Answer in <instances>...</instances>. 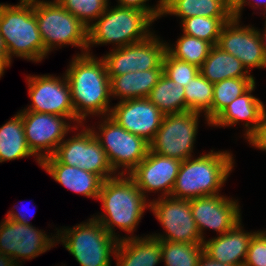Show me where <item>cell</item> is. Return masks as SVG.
Returning a JSON list of instances; mask_svg holds the SVG:
<instances>
[{
  "instance_id": "cell-12",
  "label": "cell",
  "mask_w": 266,
  "mask_h": 266,
  "mask_svg": "<svg viewBox=\"0 0 266 266\" xmlns=\"http://www.w3.org/2000/svg\"><path fill=\"white\" fill-rule=\"evenodd\" d=\"M28 83V95L32 103L20 111H32L48 113L67 117L73 124L81 126L76 118L72 103L70 86L66 76H54L53 74L26 76Z\"/></svg>"
},
{
  "instance_id": "cell-44",
  "label": "cell",
  "mask_w": 266,
  "mask_h": 266,
  "mask_svg": "<svg viewBox=\"0 0 266 266\" xmlns=\"http://www.w3.org/2000/svg\"><path fill=\"white\" fill-rule=\"evenodd\" d=\"M257 32H258L259 37H260L263 53L266 57V27H264L262 32L260 31V29H257Z\"/></svg>"
},
{
  "instance_id": "cell-25",
  "label": "cell",
  "mask_w": 266,
  "mask_h": 266,
  "mask_svg": "<svg viewBox=\"0 0 266 266\" xmlns=\"http://www.w3.org/2000/svg\"><path fill=\"white\" fill-rule=\"evenodd\" d=\"M199 73L213 84L230 78H254L238 58L217 45L211 48Z\"/></svg>"
},
{
  "instance_id": "cell-8",
  "label": "cell",
  "mask_w": 266,
  "mask_h": 266,
  "mask_svg": "<svg viewBox=\"0 0 266 266\" xmlns=\"http://www.w3.org/2000/svg\"><path fill=\"white\" fill-rule=\"evenodd\" d=\"M88 127L106 152L117 174L128 175L147 156L149 142L125 130L109 115L101 117L96 127L98 131L93 125L92 128L89 125Z\"/></svg>"
},
{
  "instance_id": "cell-34",
  "label": "cell",
  "mask_w": 266,
  "mask_h": 266,
  "mask_svg": "<svg viewBox=\"0 0 266 266\" xmlns=\"http://www.w3.org/2000/svg\"><path fill=\"white\" fill-rule=\"evenodd\" d=\"M58 3L78 18L87 28L90 27L97 18L110 5V0H57Z\"/></svg>"
},
{
  "instance_id": "cell-47",
  "label": "cell",
  "mask_w": 266,
  "mask_h": 266,
  "mask_svg": "<svg viewBox=\"0 0 266 266\" xmlns=\"http://www.w3.org/2000/svg\"><path fill=\"white\" fill-rule=\"evenodd\" d=\"M263 15L266 17V11L263 12ZM264 24H265L264 26L266 27V18H265V23Z\"/></svg>"
},
{
  "instance_id": "cell-29",
  "label": "cell",
  "mask_w": 266,
  "mask_h": 266,
  "mask_svg": "<svg viewBox=\"0 0 266 266\" xmlns=\"http://www.w3.org/2000/svg\"><path fill=\"white\" fill-rule=\"evenodd\" d=\"M185 112L195 111L203 114L205 123L212 122L213 83L198 73L185 87Z\"/></svg>"
},
{
  "instance_id": "cell-18",
  "label": "cell",
  "mask_w": 266,
  "mask_h": 266,
  "mask_svg": "<svg viewBox=\"0 0 266 266\" xmlns=\"http://www.w3.org/2000/svg\"><path fill=\"white\" fill-rule=\"evenodd\" d=\"M181 162L148 151L147 156L128 175L146 198L149 195L147 193L151 192L161 193L159 197H167L171 195Z\"/></svg>"
},
{
  "instance_id": "cell-31",
  "label": "cell",
  "mask_w": 266,
  "mask_h": 266,
  "mask_svg": "<svg viewBox=\"0 0 266 266\" xmlns=\"http://www.w3.org/2000/svg\"><path fill=\"white\" fill-rule=\"evenodd\" d=\"M213 45L205 40L182 33L175 45L167 43V51L175 58L200 68Z\"/></svg>"
},
{
  "instance_id": "cell-15",
  "label": "cell",
  "mask_w": 266,
  "mask_h": 266,
  "mask_svg": "<svg viewBox=\"0 0 266 266\" xmlns=\"http://www.w3.org/2000/svg\"><path fill=\"white\" fill-rule=\"evenodd\" d=\"M46 233L36 229L32 223L26 225L5 217L0 223V252L21 266V259L32 260L56 246V234L50 236Z\"/></svg>"
},
{
  "instance_id": "cell-43",
  "label": "cell",
  "mask_w": 266,
  "mask_h": 266,
  "mask_svg": "<svg viewBox=\"0 0 266 266\" xmlns=\"http://www.w3.org/2000/svg\"><path fill=\"white\" fill-rule=\"evenodd\" d=\"M10 58H0V78L3 77L5 70L11 66Z\"/></svg>"
},
{
  "instance_id": "cell-36",
  "label": "cell",
  "mask_w": 266,
  "mask_h": 266,
  "mask_svg": "<svg viewBox=\"0 0 266 266\" xmlns=\"http://www.w3.org/2000/svg\"><path fill=\"white\" fill-rule=\"evenodd\" d=\"M243 266H266V230L252 236Z\"/></svg>"
},
{
  "instance_id": "cell-20",
  "label": "cell",
  "mask_w": 266,
  "mask_h": 266,
  "mask_svg": "<svg viewBox=\"0 0 266 266\" xmlns=\"http://www.w3.org/2000/svg\"><path fill=\"white\" fill-rule=\"evenodd\" d=\"M256 82L243 94L237 97L210 123L209 126L219 128L232 127L243 123L244 138L247 139L258 127L266 113L265 104L253 96Z\"/></svg>"
},
{
  "instance_id": "cell-42",
  "label": "cell",
  "mask_w": 266,
  "mask_h": 266,
  "mask_svg": "<svg viewBox=\"0 0 266 266\" xmlns=\"http://www.w3.org/2000/svg\"><path fill=\"white\" fill-rule=\"evenodd\" d=\"M0 266H17L14 260L0 252Z\"/></svg>"
},
{
  "instance_id": "cell-5",
  "label": "cell",
  "mask_w": 266,
  "mask_h": 266,
  "mask_svg": "<svg viewBox=\"0 0 266 266\" xmlns=\"http://www.w3.org/2000/svg\"><path fill=\"white\" fill-rule=\"evenodd\" d=\"M154 21L143 11L107 6L97 20L88 27L87 53L94 45H113V49L145 40L153 32Z\"/></svg>"
},
{
  "instance_id": "cell-11",
  "label": "cell",
  "mask_w": 266,
  "mask_h": 266,
  "mask_svg": "<svg viewBox=\"0 0 266 266\" xmlns=\"http://www.w3.org/2000/svg\"><path fill=\"white\" fill-rule=\"evenodd\" d=\"M150 211L163 227V234H149L158 240L203 244L195 220L190 200L171 196L150 200Z\"/></svg>"
},
{
  "instance_id": "cell-14",
  "label": "cell",
  "mask_w": 266,
  "mask_h": 266,
  "mask_svg": "<svg viewBox=\"0 0 266 266\" xmlns=\"http://www.w3.org/2000/svg\"><path fill=\"white\" fill-rule=\"evenodd\" d=\"M167 52V42L154 32L145 40L112 49L102 56L109 77L128 72L163 68V59Z\"/></svg>"
},
{
  "instance_id": "cell-16",
  "label": "cell",
  "mask_w": 266,
  "mask_h": 266,
  "mask_svg": "<svg viewBox=\"0 0 266 266\" xmlns=\"http://www.w3.org/2000/svg\"><path fill=\"white\" fill-rule=\"evenodd\" d=\"M193 219L202 242L206 240V229L214 230L218 236L232 229L242 220L238 199L219 194L190 199Z\"/></svg>"
},
{
  "instance_id": "cell-13",
  "label": "cell",
  "mask_w": 266,
  "mask_h": 266,
  "mask_svg": "<svg viewBox=\"0 0 266 266\" xmlns=\"http://www.w3.org/2000/svg\"><path fill=\"white\" fill-rule=\"evenodd\" d=\"M19 113L22 115L27 144L39 166L45 158L53 156L70 131L79 128L77 125L72 126V121L60 115L32 111Z\"/></svg>"
},
{
  "instance_id": "cell-27",
  "label": "cell",
  "mask_w": 266,
  "mask_h": 266,
  "mask_svg": "<svg viewBox=\"0 0 266 266\" xmlns=\"http://www.w3.org/2000/svg\"><path fill=\"white\" fill-rule=\"evenodd\" d=\"M35 156L25 138L22 115L17 112L0 127V163Z\"/></svg>"
},
{
  "instance_id": "cell-21",
  "label": "cell",
  "mask_w": 266,
  "mask_h": 266,
  "mask_svg": "<svg viewBox=\"0 0 266 266\" xmlns=\"http://www.w3.org/2000/svg\"><path fill=\"white\" fill-rule=\"evenodd\" d=\"M242 220L222 235L206 239L204 252L212 259L232 266H243L252 236L257 232H247Z\"/></svg>"
},
{
  "instance_id": "cell-2",
  "label": "cell",
  "mask_w": 266,
  "mask_h": 266,
  "mask_svg": "<svg viewBox=\"0 0 266 266\" xmlns=\"http://www.w3.org/2000/svg\"><path fill=\"white\" fill-rule=\"evenodd\" d=\"M104 212L92 215L116 239L134 238V231L144 217V212L150 209V200L146 198L129 175L118 174L103 181L99 196ZM116 228L129 235L121 237L115 233ZM118 234V235H117Z\"/></svg>"
},
{
  "instance_id": "cell-17",
  "label": "cell",
  "mask_w": 266,
  "mask_h": 266,
  "mask_svg": "<svg viewBox=\"0 0 266 266\" xmlns=\"http://www.w3.org/2000/svg\"><path fill=\"white\" fill-rule=\"evenodd\" d=\"M240 22L233 17L223 26L217 46L238 58L250 73L253 68L265 69L266 57L257 28Z\"/></svg>"
},
{
  "instance_id": "cell-9",
  "label": "cell",
  "mask_w": 266,
  "mask_h": 266,
  "mask_svg": "<svg viewBox=\"0 0 266 266\" xmlns=\"http://www.w3.org/2000/svg\"><path fill=\"white\" fill-rule=\"evenodd\" d=\"M201 116L202 113L195 111L165 114L160 128L149 142V151L180 161L193 157Z\"/></svg>"
},
{
  "instance_id": "cell-1",
  "label": "cell",
  "mask_w": 266,
  "mask_h": 266,
  "mask_svg": "<svg viewBox=\"0 0 266 266\" xmlns=\"http://www.w3.org/2000/svg\"><path fill=\"white\" fill-rule=\"evenodd\" d=\"M64 75L70 86L75 116L82 124L88 117L110 114L113 107L110 105V78L102 57L77 53Z\"/></svg>"
},
{
  "instance_id": "cell-10",
  "label": "cell",
  "mask_w": 266,
  "mask_h": 266,
  "mask_svg": "<svg viewBox=\"0 0 266 266\" xmlns=\"http://www.w3.org/2000/svg\"><path fill=\"white\" fill-rule=\"evenodd\" d=\"M84 126L81 125V130L77 134L74 133L72 137L64 139L53 156L61 164L76 166L100 176L103 180L117 176L99 141L91 129Z\"/></svg>"
},
{
  "instance_id": "cell-40",
  "label": "cell",
  "mask_w": 266,
  "mask_h": 266,
  "mask_svg": "<svg viewBox=\"0 0 266 266\" xmlns=\"http://www.w3.org/2000/svg\"><path fill=\"white\" fill-rule=\"evenodd\" d=\"M18 206L16 205V207H13L14 208L13 210L8 211L5 217L8 218V219H11L13 221H16V222H20V223H23V224H26V225H31L30 222L27 219L28 215H29L28 211L27 212L24 211L22 213V211L20 212V209H17ZM15 209H17V210H15ZM33 215H35V214H33Z\"/></svg>"
},
{
  "instance_id": "cell-38",
  "label": "cell",
  "mask_w": 266,
  "mask_h": 266,
  "mask_svg": "<svg viewBox=\"0 0 266 266\" xmlns=\"http://www.w3.org/2000/svg\"><path fill=\"white\" fill-rule=\"evenodd\" d=\"M249 145L266 152V113L255 131L247 138Z\"/></svg>"
},
{
  "instance_id": "cell-28",
  "label": "cell",
  "mask_w": 266,
  "mask_h": 266,
  "mask_svg": "<svg viewBox=\"0 0 266 266\" xmlns=\"http://www.w3.org/2000/svg\"><path fill=\"white\" fill-rule=\"evenodd\" d=\"M148 99L165 115L185 112L184 87L161 75Z\"/></svg>"
},
{
  "instance_id": "cell-46",
  "label": "cell",
  "mask_w": 266,
  "mask_h": 266,
  "mask_svg": "<svg viewBox=\"0 0 266 266\" xmlns=\"http://www.w3.org/2000/svg\"><path fill=\"white\" fill-rule=\"evenodd\" d=\"M231 7L232 9L241 1V0H225Z\"/></svg>"
},
{
  "instance_id": "cell-4",
  "label": "cell",
  "mask_w": 266,
  "mask_h": 266,
  "mask_svg": "<svg viewBox=\"0 0 266 266\" xmlns=\"http://www.w3.org/2000/svg\"><path fill=\"white\" fill-rule=\"evenodd\" d=\"M0 36L11 61L14 56L36 63L44 59L34 0H20L16 5L0 3Z\"/></svg>"
},
{
  "instance_id": "cell-45",
  "label": "cell",
  "mask_w": 266,
  "mask_h": 266,
  "mask_svg": "<svg viewBox=\"0 0 266 266\" xmlns=\"http://www.w3.org/2000/svg\"><path fill=\"white\" fill-rule=\"evenodd\" d=\"M0 58H9L7 47L1 36H0Z\"/></svg>"
},
{
  "instance_id": "cell-33",
  "label": "cell",
  "mask_w": 266,
  "mask_h": 266,
  "mask_svg": "<svg viewBox=\"0 0 266 266\" xmlns=\"http://www.w3.org/2000/svg\"><path fill=\"white\" fill-rule=\"evenodd\" d=\"M162 262L165 266H197L204 252L203 244L160 240Z\"/></svg>"
},
{
  "instance_id": "cell-3",
  "label": "cell",
  "mask_w": 266,
  "mask_h": 266,
  "mask_svg": "<svg viewBox=\"0 0 266 266\" xmlns=\"http://www.w3.org/2000/svg\"><path fill=\"white\" fill-rule=\"evenodd\" d=\"M234 163V156L227 150H210L182 161L170 196L190 200L219 194Z\"/></svg>"
},
{
  "instance_id": "cell-26",
  "label": "cell",
  "mask_w": 266,
  "mask_h": 266,
  "mask_svg": "<svg viewBox=\"0 0 266 266\" xmlns=\"http://www.w3.org/2000/svg\"><path fill=\"white\" fill-rule=\"evenodd\" d=\"M174 15L181 22L193 16L234 17L232 7L225 0H167L162 17Z\"/></svg>"
},
{
  "instance_id": "cell-35",
  "label": "cell",
  "mask_w": 266,
  "mask_h": 266,
  "mask_svg": "<svg viewBox=\"0 0 266 266\" xmlns=\"http://www.w3.org/2000/svg\"><path fill=\"white\" fill-rule=\"evenodd\" d=\"M198 73L199 67L173 57L168 51L165 53L163 74L176 85L185 87Z\"/></svg>"
},
{
  "instance_id": "cell-7",
  "label": "cell",
  "mask_w": 266,
  "mask_h": 266,
  "mask_svg": "<svg viewBox=\"0 0 266 266\" xmlns=\"http://www.w3.org/2000/svg\"><path fill=\"white\" fill-rule=\"evenodd\" d=\"M34 13L44 44V59L56 48L78 47L87 53L88 28L57 0H34Z\"/></svg>"
},
{
  "instance_id": "cell-39",
  "label": "cell",
  "mask_w": 266,
  "mask_h": 266,
  "mask_svg": "<svg viewBox=\"0 0 266 266\" xmlns=\"http://www.w3.org/2000/svg\"><path fill=\"white\" fill-rule=\"evenodd\" d=\"M254 0H252L253 2ZM251 0H241L234 8H233V16L236 19L241 20L242 10L244 9L245 5H250L254 10L256 9H263L262 12L266 11V0H255L252 3ZM263 7V8H261Z\"/></svg>"
},
{
  "instance_id": "cell-41",
  "label": "cell",
  "mask_w": 266,
  "mask_h": 266,
  "mask_svg": "<svg viewBox=\"0 0 266 266\" xmlns=\"http://www.w3.org/2000/svg\"><path fill=\"white\" fill-rule=\"evenodd\" d=\"M197 266H232V265L218 262L210 258L205 252H203L198 260Z\"/></svg>"
},
{
  "instance_id": "cell-24",
  "label": "cell",
  "mask_w": 266,
  "mask_h": 266,
  "mask_svg": "<svg viewBox=\"0 0 266 266\" xmlns=\"http://www.w3.org/2000/svg\"><path fill=\"white\" fill-rule=\"evenodd\" d=\"M162 74L163 68H152L109 77L110 95L120 101L148 98Z\"/></svg>"
},
{
  "instance_id": "cell-37",
  "label": "cell",
  "mask_w": 266,
  "mask_h": 266,
  "mask_svg": "<svg viewBox=\"0 0 266 266\" xmlns=\"http://www.w3.org/2000/svg\"><path fill=\"white\" fill-rule=\"evenodd\" d=\"M149 0H117V5L120 7L131 8L145 12L154 22L160 17L162 18L163 13V1L158 0L156 5L150 6L146 2Z\"/></svg>"
},
{
  "instance_id": "cell-30",
  "label": "cell",
  "mask_w": 266,
  "mask_h": 266,
  "mask_svg": "<svg viewBox=\"0 0 266 266\" xmlns=\"http://www.w3.org/2000/svg\"><path fill=\"white\" fill-rule=\"evenodd\" d=\"M255 78H230L213 84L212 121L254 83Z\"/></svg>"
},
{
  "instance_id": "cell-23",
  "label": "cell",
  "mask_w": 266,
  "mask_h": 266,
  "mask_svg": "<svg viewBox=\"0 0 266 266\" xmlns=\"http://www.w3.org/2000/svg\"><path fill=\"white\" fill-rule=\"evenodd\" d=\"M116 266H156L162 262L161 242L151 237L123 238L118 241Z\"/></svg>"
},
{
  "instance_id": "cell-19",
  "label": "cell",
  "mask_w": 266,
  "mask_h": 266,
  "mask_svg": "<svg viewBox=\"0 0 266 266\" xmlns=\"http://www.w3.org/2000/svg\"><path fill=\"white\" fill-rule=\"evenodd\" d=\"M109 116L128 132L150 142L161 126L164 114L148 99L119 101Z\"/></svg>"
},
{
  "instance_id": "cell-22",
  "label": "cell",
  "mask_w": 266,
  "mask_h": 266,
  "mask_svg": "<svg viewBox=\"0 0 266 266\" xmlns=\"http://www.w3.org/2000/svg\"><path fill=\"white\" fill-rule=\"evenodd\" d=\"M40 167L65 188L97 200L104 181L100 176L76 166L61 164L54 156L45 158Z\"/></svg>"
},
{
  "instance_id": "cell-6",
  "label": "cell",
  "mask_w": 266,
  "mask_h": 266,
  "mask_svg": "<svg viewBox=\"0 0 266 266\" xmlns=\"http://www.w3.org/2000/svg\"><path fill=\"white\" fill-rule=\"evenodd\" d=\"M56 230L57 243L64 245L80 266H111L119 240L93 216L87 222Z\"/></svg>"
},
{
  "instance_id": "cell-32",
  "label": "cell",
  "mask_w": 266,
  "mask_h": 266,
  "mask_svg": "<svg viewBox=\"0 0 266 266\" xmlns=\"http://www.w3.org/2000/svg\"><path fill=\"white\" fill-rule=\"evenodd\" d=\"M233 17L193 16L180 22L183 33L217 45L223 26Z\"/></svg>"
}]
</instances>
